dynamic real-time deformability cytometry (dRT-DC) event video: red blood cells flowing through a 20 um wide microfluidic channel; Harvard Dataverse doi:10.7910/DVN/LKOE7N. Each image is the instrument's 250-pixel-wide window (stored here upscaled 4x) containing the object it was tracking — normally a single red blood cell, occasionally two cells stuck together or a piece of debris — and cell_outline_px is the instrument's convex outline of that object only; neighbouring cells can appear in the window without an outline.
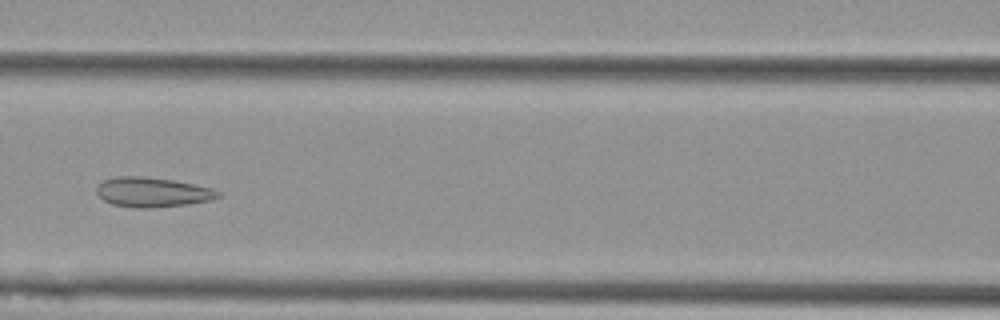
{"species": "Egyptian fruit bat (a non-hibernating species)", "species_latin": "Rousettus aegyptiacus", "temperature_condition": "cold", "stored_images_in_passage": 8, "camera_frame_rate_fps": 3000, "um_per_image_px": 0.085, "animal": {"sex": "female"}, "frame": {"image": 1, "passage_image": 7, "time_ms": 2.0, "image_size_px": [1000, 320], "cell_outline_px": [[224, 192], [220, 196], [212, 200], [188, 204], [152, 208], [136, 208], [112, 204], [104, 200], [96, 192], [96, 184], [104, 180], [116, 176], [144, 176], [172, 180], [212, 188]], "centroid_in_image_um": [12.96, 16.33], "position_along_channel_um": 153.6, "area_um2": 21.21}}
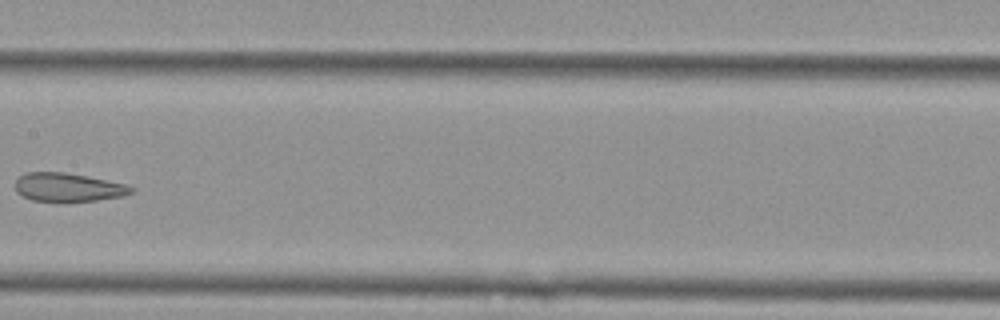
{"frame": {"image": 2, "passage_image": 8, "time_ms": 2.333, "image_size_px": [1000, 320], "cell_outline_px": [[136, 188], [132, 192], [124, 196], [96, 200], [64, 204], [32, 200], [16, 192], [16, 180], [20, 176], [28, 172], [64, 172], [124, 184]], "centroid_in_image_um": [5.77, 15.96], "position_along_channel_um": 201.6, "area_um2": 19.59}}